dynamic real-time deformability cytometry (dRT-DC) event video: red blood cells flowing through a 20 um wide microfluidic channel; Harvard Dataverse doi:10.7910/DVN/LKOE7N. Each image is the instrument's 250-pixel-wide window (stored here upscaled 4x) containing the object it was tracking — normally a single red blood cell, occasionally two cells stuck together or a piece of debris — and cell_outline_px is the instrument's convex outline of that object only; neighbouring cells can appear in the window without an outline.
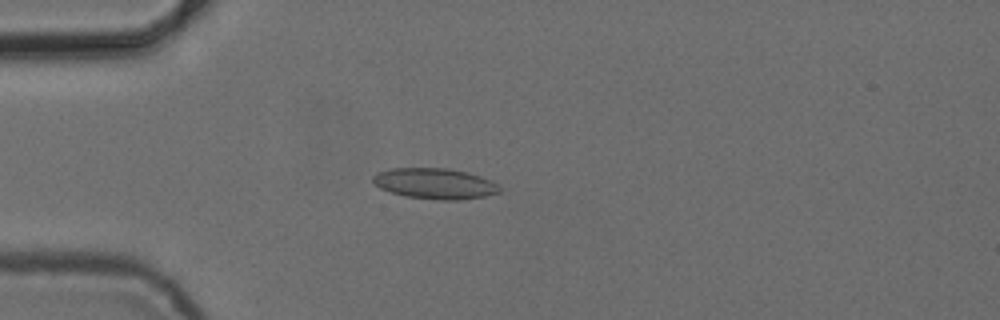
{"species": "common noctule bat (a hibernating species)", "species_latin": "Nyctalus noctula", "temperature_condition": "cold", "stored_images_in_passage": 53, "camera_frame_rate_fps": 3000, "um_per_image_px": 0.085, "animal": {"sex": "female", "body_mass_g": 24.6, "forearm_length_mm": 56.2}, "frame": {"image": 1, "passage_image": 15, "time_ms": 4.667, "image_size_px": [1000, 320], "cell_outline_px": [[500, 192], [484, 196], [460, 200], [440, 200], [404, 196], [380, 188], [372, 180], [372, 176], [376, 172], [388, 168], [448, 168], [468, 172], [492, 180], [500, 188]], "centroid_in_image_um": [36.95, 15.59], "position_along_channel_um": 48.1, "area_um2": 22.77}}
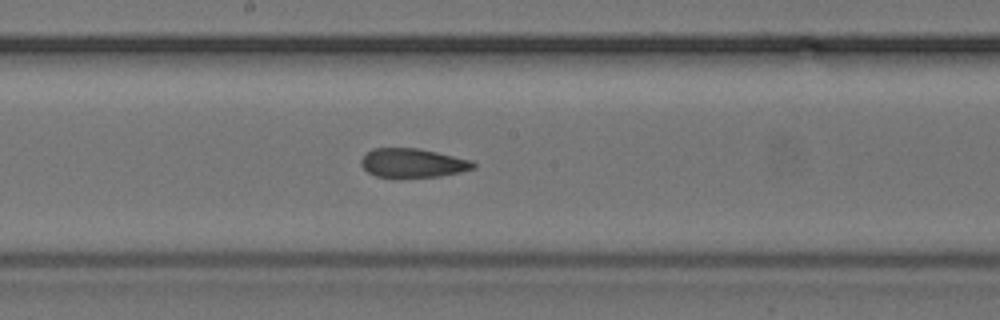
{"frame": {"image": 2, "passage_image": 29, "time_ms": 9.333, "image_size_px": [1000, 320], "cell_outline_px": [[476, 168], [460, 172], [440, 176], [376, 176], [368, 172], [360, 164], [360, 160], [372, 148], [416, 148], [436, 152], [472, 160], [476, 164]], "centroid_in_image_um": [35.1, 13.84], "position_along_channel_um": 213.1, "area_um2": 18.61}}
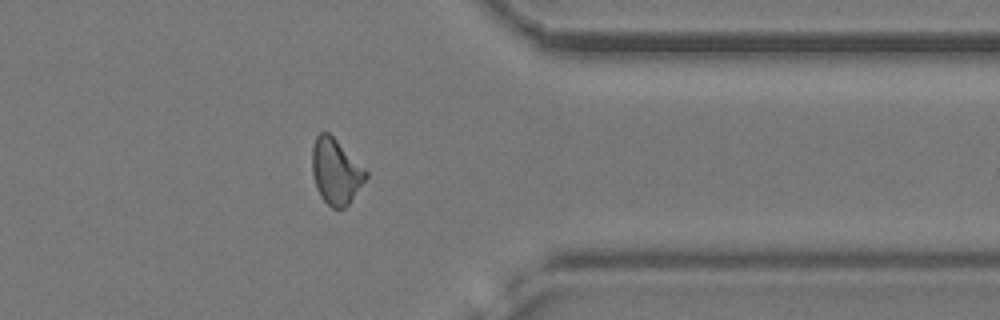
{"frame": {"image": 3, "passage_image": 43, "time_ms": 14.0, "image_size_px": [1000, 320], "cell_outline_px": [[368, 176], [348, 204], [344, 208], [332, 208], [320, 196], [316, 188], [312, 172], [312, 148], [316, 136], [320, 132], [328, 132], [368, 172]], "centroid_in_image_um": [28.52, 14.58], "position_along_channel_um": 382.9, "area_um2": 20.17}, "authors_computed_cell_mechanics": {"area_um2": 20.23, "velocity_mm_per_s": 3.8601, "shape_relaxation_time_tau1_ms": null, "shape_relaxation_time_tau2_ms": 1.6679, "deformation_change_tau1": null, "deformation_change_tau2": 0.0808}}